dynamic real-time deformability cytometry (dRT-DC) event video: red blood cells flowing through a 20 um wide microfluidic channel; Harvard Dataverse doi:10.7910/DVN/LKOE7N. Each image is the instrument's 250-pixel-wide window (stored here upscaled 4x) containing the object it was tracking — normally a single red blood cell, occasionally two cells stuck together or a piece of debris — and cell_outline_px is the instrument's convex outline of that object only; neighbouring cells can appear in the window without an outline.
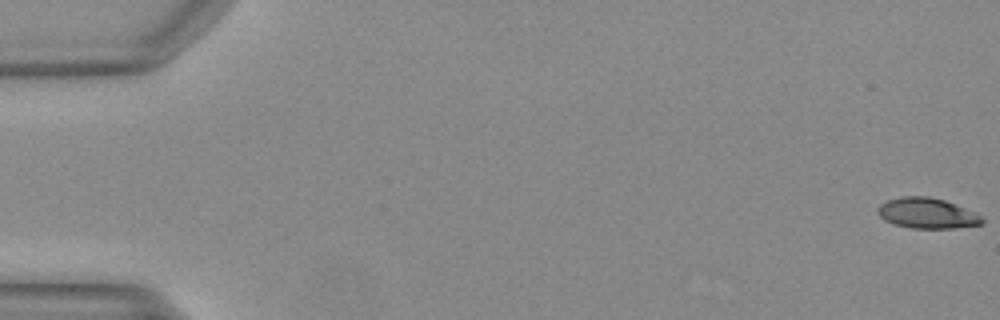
{"species": "Egyptian fruit bat (a non-hibernating species)", "species_latin": "Rousettus aegyptiacus", "temperature_condition": "warm", "stored_images_in_passage": 50, "camera_frame_rate_fps": 3000, "um_per_image_px": 0.085, "animal": {"sex": "female"}, "frame": {"image": 1, "passage_image": 1, "time_ms": 0.0, "image_size_px": [1000, 320], "cell_outline_px": [[984, 224], [952, 228], [912, 228], [896, 224], [884, 220], [876, 212], [876, 208], [880, 204], [888, 200], [900, 196], [928, 196], [944, 200], [976, 212], [984, 220]], "centroid_in_image_um": [78.79, 18.11], "position_along_channel_um": 6.2, "area_um2": 18.55}}
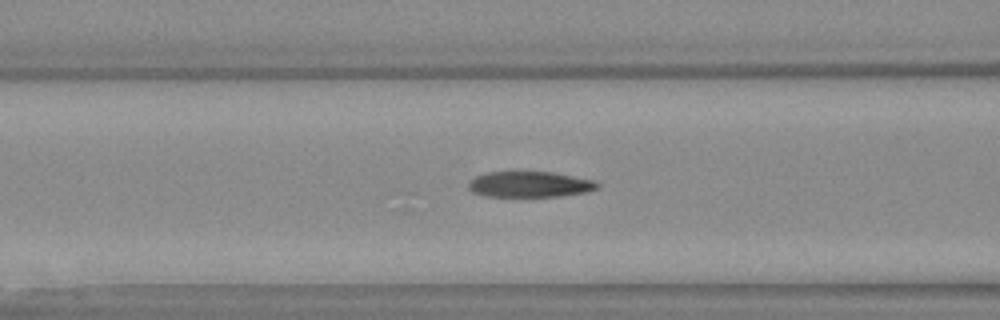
{"frame": {"image": 2, "passage_image": 21, "time_ms": 6.667, "image_size_px": [1000, 320], "cell_outline_px": [[600, 188], [584, 192], [560, 196], [484, 196], [472, 192], [468, 188], [468, 184], [476, 176], [488, 172], [552, 172], [596, 180], [600, 184]], "centroid_in_image_um": [45.06, 15.67], "position_along_channel_um": 121.5, "area_um2": 19.31}}
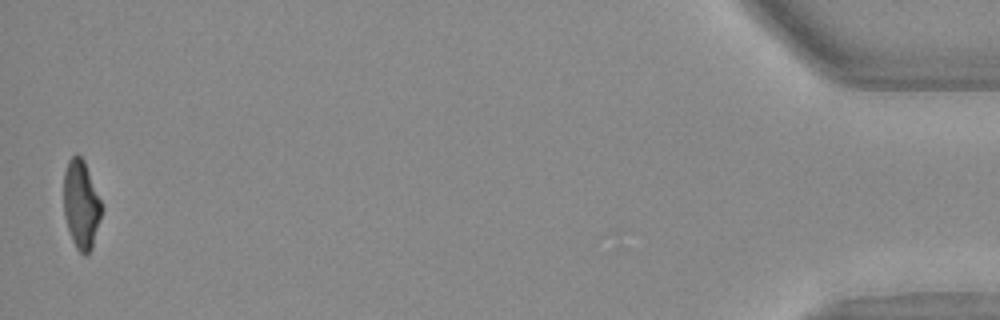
{"frame": {"image": 3, "passage_image": 50, "time_ms": 16.333, "image_size_px": [1000, 320], "cell_outline_px": [[104, 208], [92, 248], [84, 256], [76, 248], [72, 240], [68, 228], [64, 212], [64, 172], [68, 160], [76, 152], [84, 160]], "centroid_in_image_um": [6.91, 17.37], "position_along_channel_um": 428.3, "area_um2": 19.65}}